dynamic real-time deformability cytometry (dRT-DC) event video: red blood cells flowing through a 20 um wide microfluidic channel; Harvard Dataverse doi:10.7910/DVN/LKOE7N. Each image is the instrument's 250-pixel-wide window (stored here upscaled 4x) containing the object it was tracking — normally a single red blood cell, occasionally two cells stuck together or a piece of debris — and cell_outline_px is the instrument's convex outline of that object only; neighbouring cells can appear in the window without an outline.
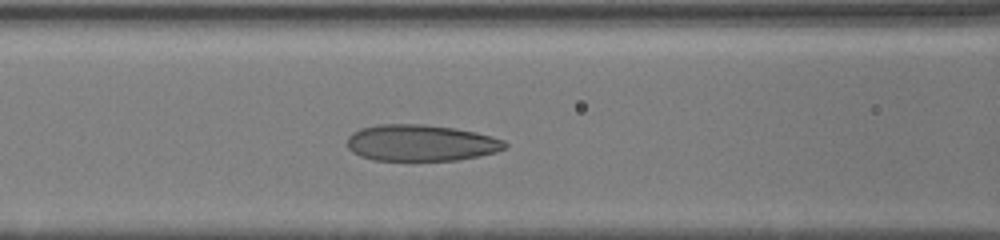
{"species": "human", "species_latin": "Homo sapiens", "temperature_condition": "cold", "stored_images_in_passage": 31, "camera_frame_rate_fps": 3000, "um_per_image_px": 0.085, "donor": {"sex": "male"}, "frame": {"image": 1, "passage_image": 13, "time_ms": 4.333, "image_size_px": [1000, 240], "cell_outline_px": [[508, 148], [496, 152], [480, 156], [456, 160], [372, 160], [360, 156], [352, 152], [348, 148], [348, 136], [352, 132], [360, 128], [376, 124], [424, 124], [456, 128], [476, 132], [492, 136], [504, 140], [508, 144]], "centroid_in_image_um": [35.79, 12.14], "position_along_channel_um": 130.8, "area_um2": 33.81}}
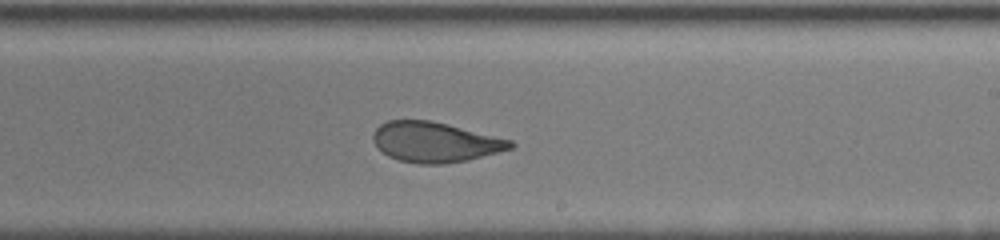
{"frame": {"image": 2, "passage_image": 20, "time_ms": 7.333, "image_size_px": [1000, 240], "cell_outline_px": [[516, 144], [512, 148], [468, 160], [444, 164], [420, 164], [400, 160], [388, 156], [372, 140], [372, 136], [376, 128], [380, 124], [388, 120], [428, 120], [448, 124], [512, 140]], "centroid_in_image_um": [36.98, 12.07], "position_along_channel_um": 252.0, "area_um2": 31.96}}
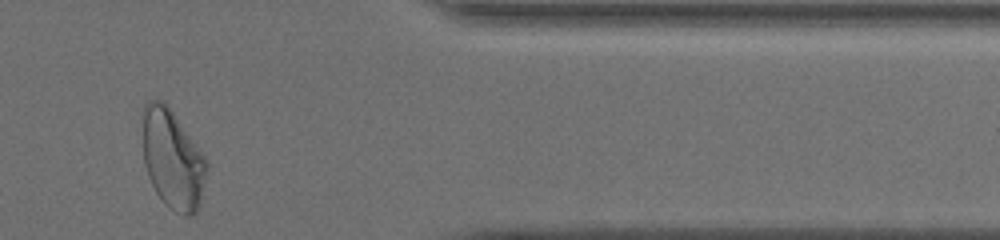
{"frame": {"image": 3, "passage_image": 31, "time_ms": 11.333, "image_size_px": [1000, 240], "cell_outline_px": [[208, 168], [200, 204], [196, 212], [188, 216], [184, 216], [168, 208], [164, 204], [156, 192], [148, 176], [144, 164], [144, 104], [148, 100], [164, 100], [204, 156], [208, 164]], "centroid_in_image_um": [14.68, 13.58], "position_along_channel_um": 396.7, "area_um2": 36.7}, "authors_computed_cell_mechanics": {"area_um2": 33.813, "velocity_mm_per_s": 4.0526, "shape_relaxation_time_tau1_ms": 6.8309, "shape_relaxation_time_tau2_ms": 1.2232, "deformation_change_tau1": 0.202, "deformation_change_tau2": 0.0757}}